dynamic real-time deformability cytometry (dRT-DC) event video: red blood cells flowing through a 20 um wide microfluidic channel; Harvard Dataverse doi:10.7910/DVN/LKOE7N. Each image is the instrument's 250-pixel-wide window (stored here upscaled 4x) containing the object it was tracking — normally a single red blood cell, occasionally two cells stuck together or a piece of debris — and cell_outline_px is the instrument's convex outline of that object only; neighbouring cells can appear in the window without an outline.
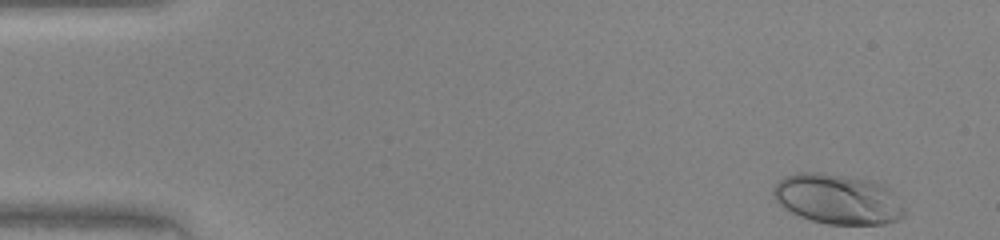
{"species": "human", "species_latin": "Homo sapiens", "temperature_condition": "warm", "stored_images_in_passage": 45, "camera_frame_rate_fps": 3000, "um_per_image_px": 0.085, "donor": {"sex": "female"}, "frame": {"image": 1, "passage_image": 1, "time_ms": 0.0, "image_size_px": [1000, 240], "cell_outline_px": [[904, 216], [900, 220], [884, 224], [828, 224], [812, 220], [800, 216], [784, 208], [776, 200], [772, 192], [772, 188], [784, 176], [796, 172], [824, 172], [868, 180], [880, 184], [888, 188], [892, 192], [904, 208]], "centroid_in_image_um": [71.19, 16.92], "position_along_channel_um": 13.8, "area_um2": 38.15}}
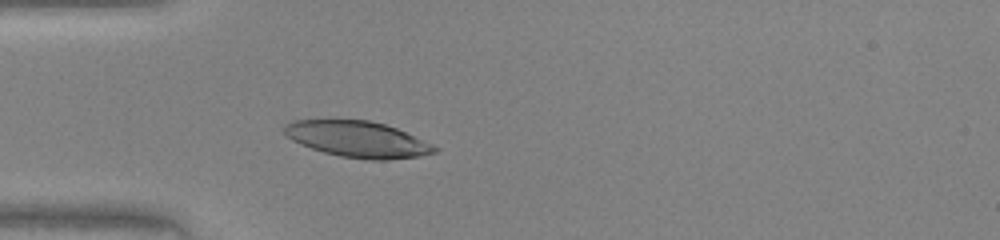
{"frame": {"image": 2, "passage_image": 12, "time_ms": 3.667, "image_size_px": [1000, 240], "cell_outline_px": [[440, 148], [436, 152], [420, 156], [388, 160], [368, 160], [340, 156], [324, 152], [300, 144], [292, 140], [284, 132], [284, 124], [292, 120], [368, 120], [384, 124], [396, 128], [432, 144]], "centroid_in_image_um": [30.4, 11.84], "position_along_channel_um": 54.6, "area_um2": 31.5}}
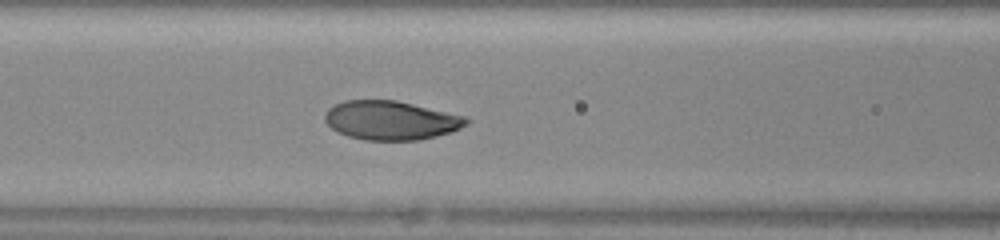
{"frame": {"image": 3, "passage_image": 18, "time_ms": 5.667, "image_size_px": [1000, 240], "cell_outline_px": [[472, 120], [468, 124], [452, 132], [420, 140], [364, 140], [348, 136], [332, 128], [324, 120], [324, 116], [328, 108], [344, 100], [396, 100], [468, 116]], "centroid_in_image_um": [33.28, 10.22], "position_along_channel_um": 133.3, "area_um2": 32.37}}